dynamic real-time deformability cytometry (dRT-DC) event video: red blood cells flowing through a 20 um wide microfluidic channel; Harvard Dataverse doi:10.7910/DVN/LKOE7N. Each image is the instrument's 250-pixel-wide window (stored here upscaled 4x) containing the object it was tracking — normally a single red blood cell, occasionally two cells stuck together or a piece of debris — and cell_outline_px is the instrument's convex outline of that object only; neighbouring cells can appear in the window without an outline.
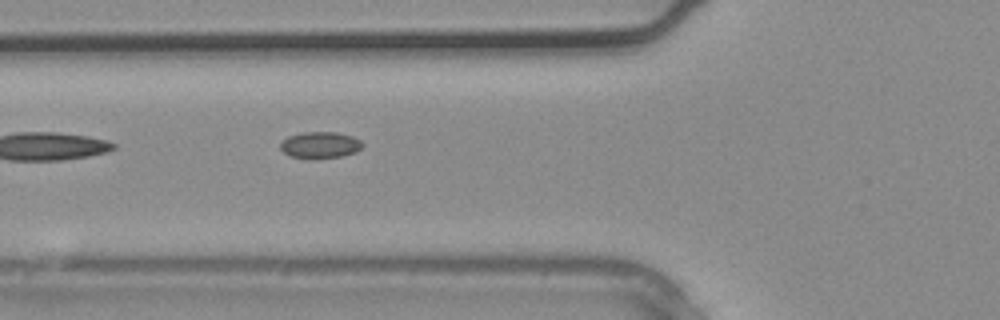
{"species": "common noctule bat (a hibernating species)", "species_latin": "Nyctalus noctula", "temperature_condition": "warm", "stored_images_in_passage": 2, "camera_frame_rate_fps": 3000, "um_per_image_px": 0.085, "animal": {"sex": "male", "body_mass_g": 20.4}, "frame": {"image": 1, "passage_image": 2, "time_ms": 0.333, "image_size_px": [1000, 320], "cell_outline_px": [[364, 144], [356, 152], [344, 156], [316, 160], [304, 160], [288, 156], [280, 148], [280, 144], [288, 136], [304, 132], [336, 132], [352, 136], [360, 140]], "centroid_in_image_um": [27.2, 12.37], "position_along_channel_um": 98.6, "area_um2": 13.12}}